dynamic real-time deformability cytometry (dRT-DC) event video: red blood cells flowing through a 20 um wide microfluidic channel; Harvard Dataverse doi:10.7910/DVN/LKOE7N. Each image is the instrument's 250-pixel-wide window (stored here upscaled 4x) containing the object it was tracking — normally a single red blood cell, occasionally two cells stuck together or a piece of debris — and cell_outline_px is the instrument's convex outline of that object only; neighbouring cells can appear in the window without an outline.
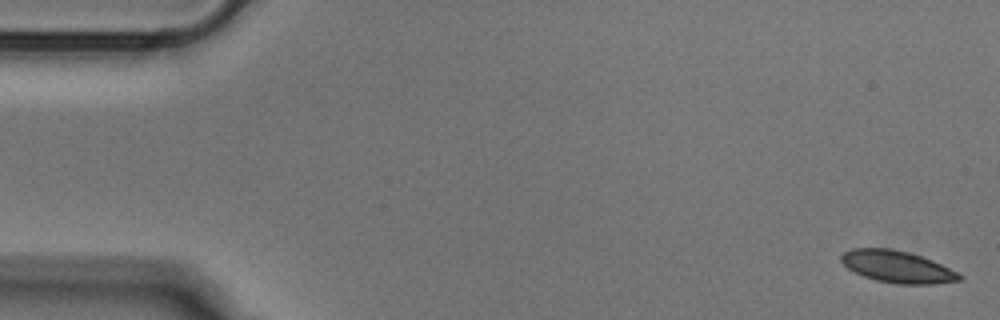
{"species": "Egyptian fruit bat (a non-hibernating species)", "species_latin": "Rousettus aegyptiacus", "temperature_condition": "cold", "stored_images_in_passage": 52, "camera_frame_rate_fps": 3000, "um_per_image_px": 0.085, "animal": {"sex": "male"}, "frame": {"image": 1, "passage_image": 1, "time_ms": 0.0, "image_size_px": [1000, 320], "cell_outline_px": [[964, 276], [960, 280], [932, 284], [896, 284], [876, 280], [864, 276], [848, 268], [840, 260], [840, 256], [844, 252], [852, 248], [892, 248], [908, 252], [932, 260]], "centroid_in_image_um": [76.25, 22.67], "position_along_channel_um": 8.8, "area_um2": 21.79}}
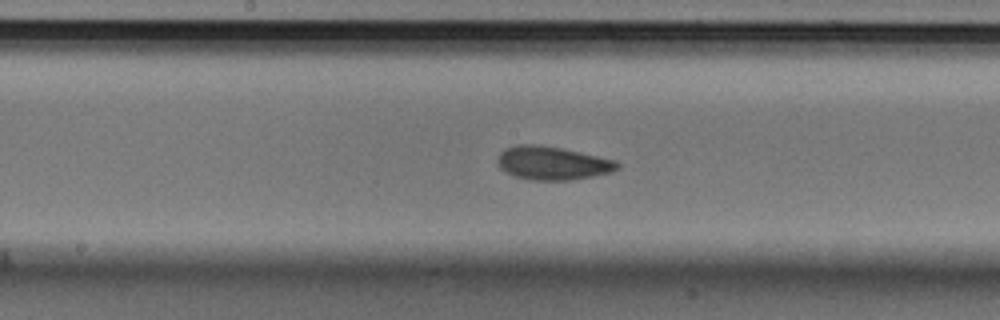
{"frame": {"image": 2, "passage_image": 26, "time_ms": 8.333, "image_size_px": [1000, 320], "cell_outline_px": [[620, 168], [612, 172], [592, 176], [568, 180], [532, 180], [516, 176], [504, 172], [500, 168], [496, 160], [500, 152], [504, 148], [516, 144], [536, 144], [564, 148], [616, 160], [620, 164]], "centroid_in_image_um": [46.95, 13.85], "position_along_channel_um": 201.3, "area_um2": 23.58}}
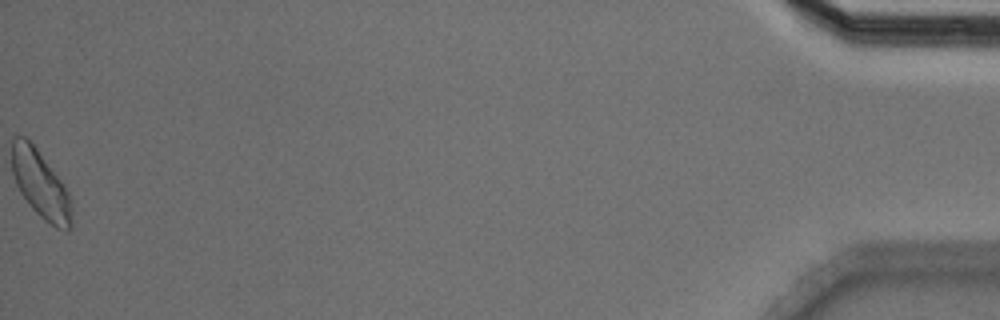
{"frame": {"image": 3, "passage_image": 52, "time_ms": 17.0, "image_size_px": [1000, 320], "cell_outline_px": [[72, 228], [68, 232], [56, 228], [44, 220], [28, 204], [20, 192], [16, 184], [12, 172], [12, 136], [24, 136], [36, 148], [64, 184], [72, 200]], "centroid_in_image_um": [3.47, 15.72], "position_along_channel_um": 431.7, "area_um2": 23.76}}